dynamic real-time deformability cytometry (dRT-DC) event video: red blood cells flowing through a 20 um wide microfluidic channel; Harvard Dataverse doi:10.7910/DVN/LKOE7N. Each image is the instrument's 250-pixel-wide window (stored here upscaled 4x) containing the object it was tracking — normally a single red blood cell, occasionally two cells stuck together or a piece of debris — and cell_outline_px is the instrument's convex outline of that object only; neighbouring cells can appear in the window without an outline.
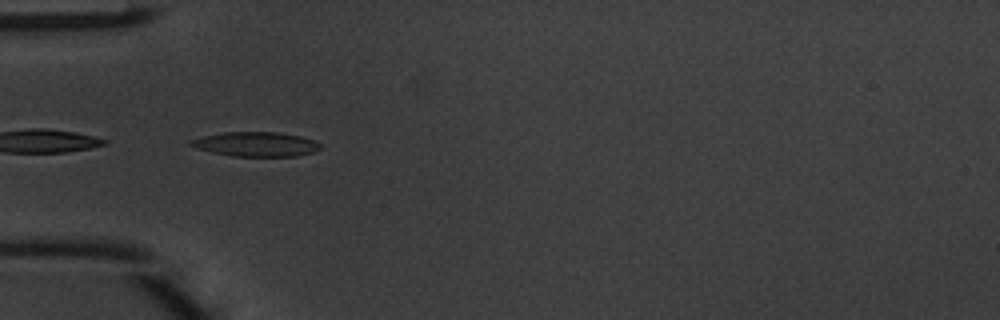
{"species": "common noctule bat (a hibernating species)", "species_latin": "Nyctalus noctula", "temperature_condition": "warm", "stored_images_in_passage": 18, "camera_frame_rate_fps": 3000, "um_per_image_px": 0.085, "animal": {"sex": "male", "body_mass_g": 20.1, "forearm_length_mm": 53.5}, "frame": {"image": 1, "passage_image": 16, "time_ms": 5.0, "image_size_px": [1000, 320], "cell_outline_px": [[320, 148], [312, 152], [296, 156], [232, 156], [212, 152], [196, 148], [188, 144], [188, 140], [200, 136], [224, 132], [276, 132], [300, 136], [316, 140], [320, 144]], "centroid_in_image_um": [21.71, 12.25], "position_along_channel_um": 63.3, "area_um2": 18.55}}